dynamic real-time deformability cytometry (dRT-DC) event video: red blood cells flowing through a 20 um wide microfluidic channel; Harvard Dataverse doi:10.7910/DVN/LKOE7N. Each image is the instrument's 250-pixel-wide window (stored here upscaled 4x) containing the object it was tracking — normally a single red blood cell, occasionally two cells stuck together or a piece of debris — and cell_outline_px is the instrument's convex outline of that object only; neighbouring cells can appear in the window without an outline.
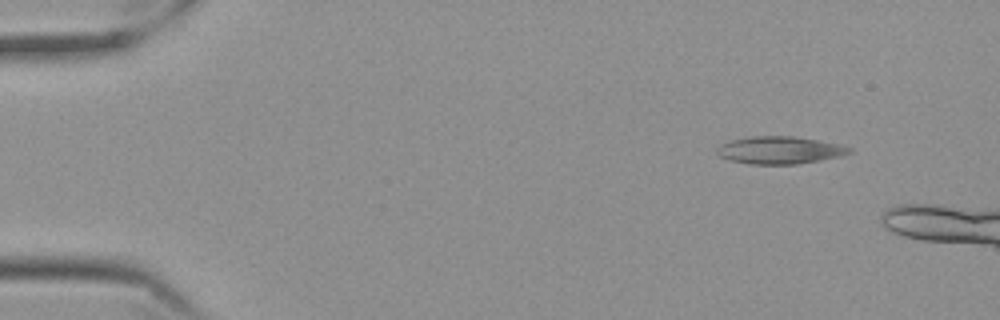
{"species": "Egyptian fruit bat (a non-hibernating species)", "species_latin": "Rousettus aegyptiacus", "temperature_condition": "cold", "stored_images_in_passage": 10, "camera_frame_rate_fps": 3000, "um_per_image_px": 0.085, "frame": {"image": 1, "passage_image": 1, "time_ms": 0.0, "image_size_px": [1000, 320], "cell_outline_px": [[852, 152], [840, 156], [820, 160], [796, 164], [748, 164], [728, 160], [720, 156], [716, 152], [716, 148], [720, 144], [728, 140], [752, 136], [796, 136], [836, 144], [852, 148]], "centroid_in_image_um": [66.21, 12.76], "position_along_channel_um": 18.8, "area_um2": 21.21}}